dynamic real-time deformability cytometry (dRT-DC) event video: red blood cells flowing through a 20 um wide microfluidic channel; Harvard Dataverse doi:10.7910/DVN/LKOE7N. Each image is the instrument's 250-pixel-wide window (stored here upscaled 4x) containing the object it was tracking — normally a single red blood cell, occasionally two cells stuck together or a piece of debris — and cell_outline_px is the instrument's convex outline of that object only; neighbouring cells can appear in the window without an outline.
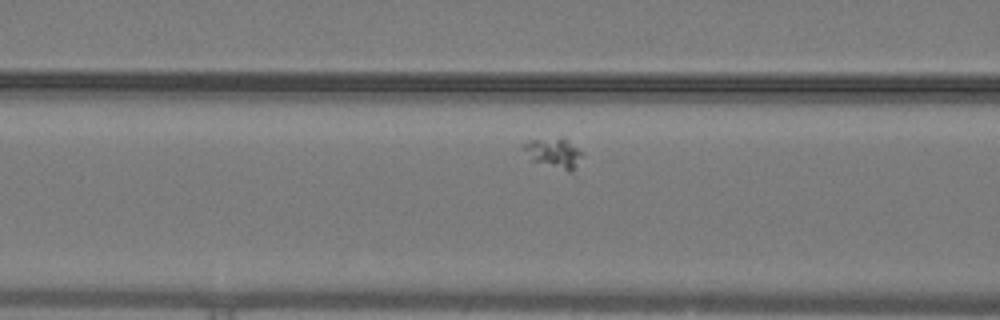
{"species": "common noctule bat (a hibernating species)", "species_latin": "Nyctalus noctula", "temperature_condition": "warm", "stored_images_in_passage": 40, "camera_frame_rate_fps": 3000, "um_per_image_px": 0.085, "animal": {"sex": "male", "body_mass_g": 19.2, "forearm_length_mm": 51.8}, "frame": {"image": 1, "passage_image": 11, "time_ms": 3.333, "image_size_px": [1000, 320], "cell_outline_px": [[584, 152], [572, 172], [568, 172], [532, 160], [520, 148], [520, 144], [528, 140], [560, 136], [564, 136]], "centroid_in_image_um": [47.05, 12.95], "position_along_channel_um": 119.5, "area_um2": 10.69}}
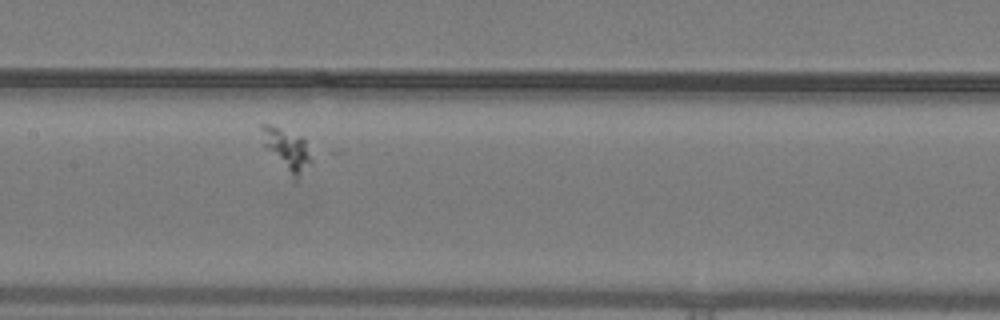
{"frame": {"image": 2, "passage_image": 16, "time_ms": 5.0, "image_size_px": [1000, 320], "cell_outline_px": [[312, 164], [296, 184], [292, 180], [264, 144], [260, 128], [260, 124], [268, 124], [280, 128], [300, 136], [304, 140], [312, 160]], "centroid_in_image_um": [24.42, 12.8], "position_along_channel_um": 183.0, "area_um2": 12.25}}
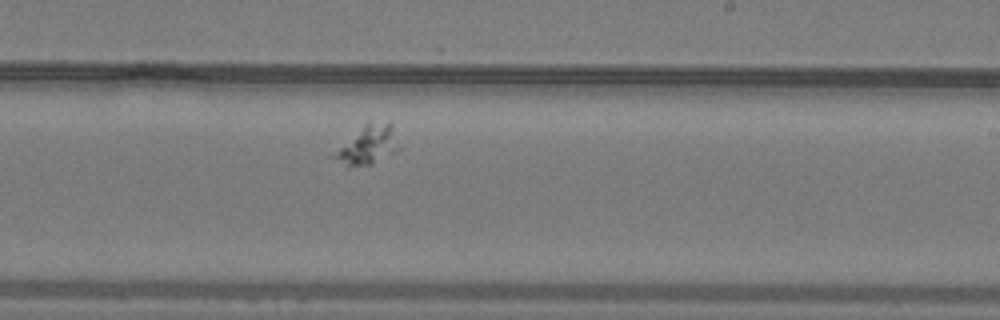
{"frame": {"image": 3, "passage_image": 22, "time_ms": 7.0, "image_size_px": [1000, 320], "cell_outline_px": [[404, 148], [372, 164], [348, 168], [328, 156], [364, 124], [392, 124]], "centroid_in_image_um": [31.28, 12.39], "position_along_channel_um": 257.7, "area_um2": 14.97}}